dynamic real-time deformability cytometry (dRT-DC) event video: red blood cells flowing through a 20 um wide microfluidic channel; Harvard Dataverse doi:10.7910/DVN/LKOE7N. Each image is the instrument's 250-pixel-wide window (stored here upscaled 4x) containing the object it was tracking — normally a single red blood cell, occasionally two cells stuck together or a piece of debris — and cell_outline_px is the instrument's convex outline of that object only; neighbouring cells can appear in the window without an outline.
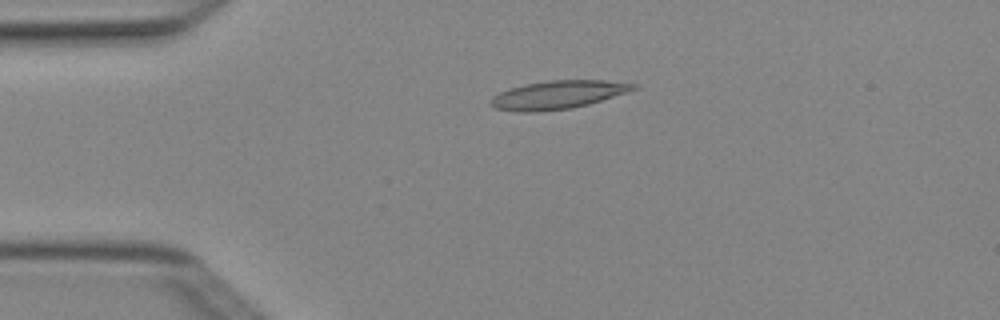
{"species": "Egyptian fruit bat (a non-hibernating species)", "species_latin": "Rousettus aegyptiacus", "temperature_condition": "cold", "stored_images_in_passage": 5, "camera_frame_rate_fps": 3000, "um_per_image_px": 0.085, "animal": {"sex": "female"}, "frame": {"image": 1, "passage_image": 3, "time_ms": 0.667, "image_size_px": [1000, 320], "cell_outline_px": [[640, 88], [628, 92], [588, 104], [572, 108], [532, 112], [516, 112], [496, 108], [488, 104], [492, 96], [500, 92], [524, 84], [548, 80], [604, 80], [640, 84]], "centroid_in_image_um": [47.44, 8.05], "position_along_channel_um": 37.6, "area_um2": 23.64}}
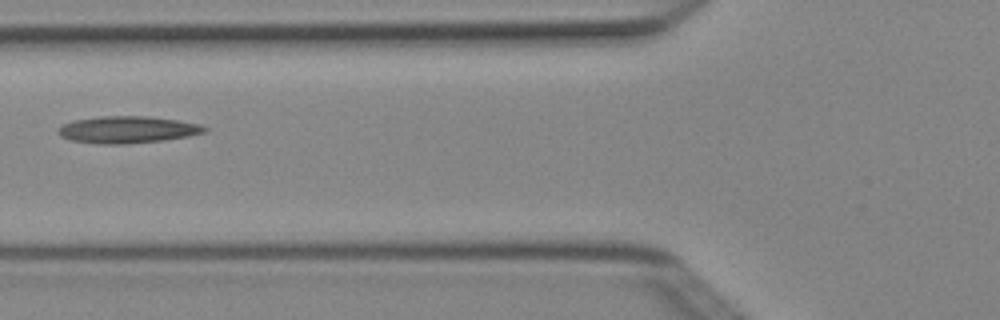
{"frame": {"image": 2, "passage_image": 5, "time_ms": 1.333, "image_size_px": [1000, 320], "cell_outline_px": [[208, 132], [188, 136], [164, 140], [120, 144], [100, 144], [72, 140], [60, 136], [56, 132], [64, 124], [72, 120], [100, 116], [148, 116], [176, 120], [200, 124], [208, 128]], "centroid_in_image_um": [10.85, 11.01], "position_along_channel_um": 115.0, "area_um2": 22.95}}